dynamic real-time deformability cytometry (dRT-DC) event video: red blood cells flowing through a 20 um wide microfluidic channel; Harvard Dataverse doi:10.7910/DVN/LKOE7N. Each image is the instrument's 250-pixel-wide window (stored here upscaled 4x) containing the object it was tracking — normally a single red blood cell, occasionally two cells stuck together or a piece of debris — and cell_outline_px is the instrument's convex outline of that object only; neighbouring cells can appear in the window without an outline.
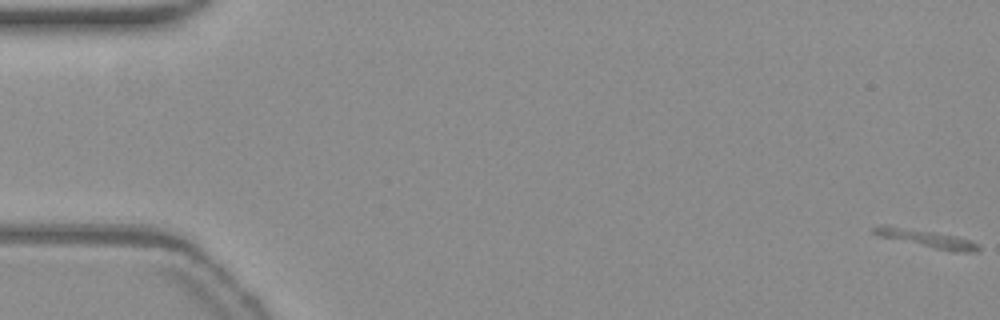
{"species": "common noctule bat (a hibernating species)", "species_latin": "Nyctalus noctula", "temperature_condition": "warm", "stored_images_in_passage": 13, "camera_frame_rate_fps": 3000, "um_per_image_px": 0.085, "animal": {"sex": "female", "body_mass_g": 19.3, "forearm_length_mm": 54.1}, "frame": {"image": 1, "passage_image": 1, "time_ms": 0.0, "image_size_px": [1000, 320], "cell_outline_px": [[980, 252], [948, 252], [880, 236], [872, 232], [872, 228], [880, 224], [888, 224], [956, 236], [972, 240], [980, 244]], "centroid_in_image_um": [78.82, 20.29], "position_along_channel_um": 6.2, "area_um2": 11.16}}